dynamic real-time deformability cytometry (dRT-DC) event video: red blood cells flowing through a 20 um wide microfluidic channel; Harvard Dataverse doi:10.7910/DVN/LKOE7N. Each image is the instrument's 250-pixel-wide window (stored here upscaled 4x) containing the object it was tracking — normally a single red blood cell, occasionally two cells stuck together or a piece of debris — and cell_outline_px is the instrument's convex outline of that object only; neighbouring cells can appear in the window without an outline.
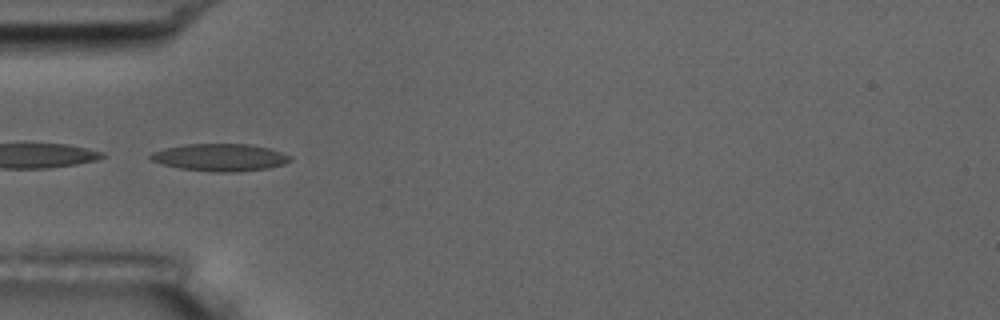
{"species": "common noctule bat (a hibernating species)", "species_latin": "Nyctalus noctula", "temperature_condition": "room temperature", "stored_images_in_passage": 9, "camera_frame_rate_fps": 3000, "um_per_image_px": 0.085, "animal": {"sex": "male", "body_mass_g": 17.5, "forearm_length_mm": 52.3}, "frame": {"image": 1, "passage_image": 4, "time_ms": 3.667, "image_size_px": [1000, 320], "cell_outline_px": [[292, 160], [284, 164], [268, 168], [232, 172], [212, 172], [180, 168], [164, 164], [152, 160], [148, 156], [152, 152], [164, 148], [184, 144], [248, 144], [268, 148], [292, 156]], "centroid_in_image_um": [18.71, 13.38], "position_along_channel_um": 66.3, "area_um2": 22.14}}
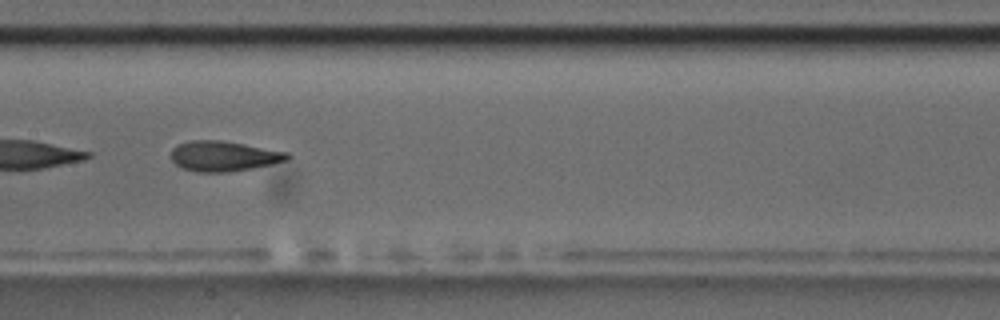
{"frame": {"image": 2, "passage_image": 7, "time_ms": 7.0, "image_size_px": [1000, 320], "cell_outline_px": [[292, 156], [288, 160], [272, 164], [252, 168], [228, 172], [196, 172], [184, 168], [176, 164], [172, 160], [172, 148], [176, 144], [188, 140], [220, 140], [244, 144], [288, 152]], "centroid_in_image_um": [19.02, 13.26], "position_along_channel_um": 188.4, "area_um2": 20.52}}
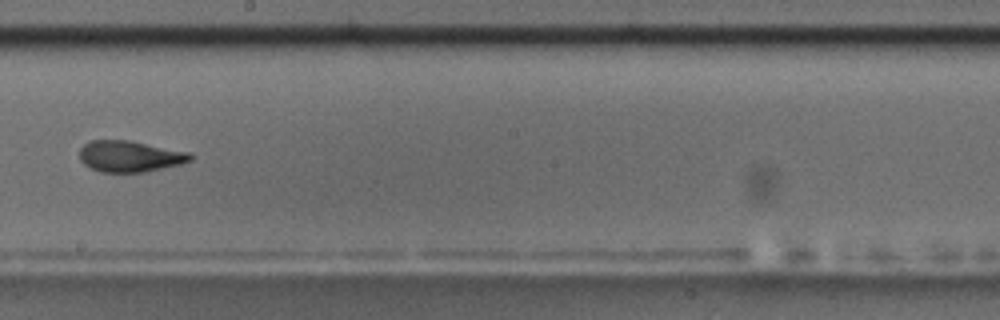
{"frame": {"image": 3, "passage_image": 8, "time_ms": 8.333, "image_size_px": [1000, 320], "cell_outline_px": [[196, 156], [192, 160], [180, 164], [144, 172], [100, 172], [84, 164], [80, 160], [80, 148], [88, 140], [128, 140], [192, 152]], "centroid_in_image_um": [11.07, 13.28], "position_along_channel_um": 237.1, "area_um2": 20.35}}